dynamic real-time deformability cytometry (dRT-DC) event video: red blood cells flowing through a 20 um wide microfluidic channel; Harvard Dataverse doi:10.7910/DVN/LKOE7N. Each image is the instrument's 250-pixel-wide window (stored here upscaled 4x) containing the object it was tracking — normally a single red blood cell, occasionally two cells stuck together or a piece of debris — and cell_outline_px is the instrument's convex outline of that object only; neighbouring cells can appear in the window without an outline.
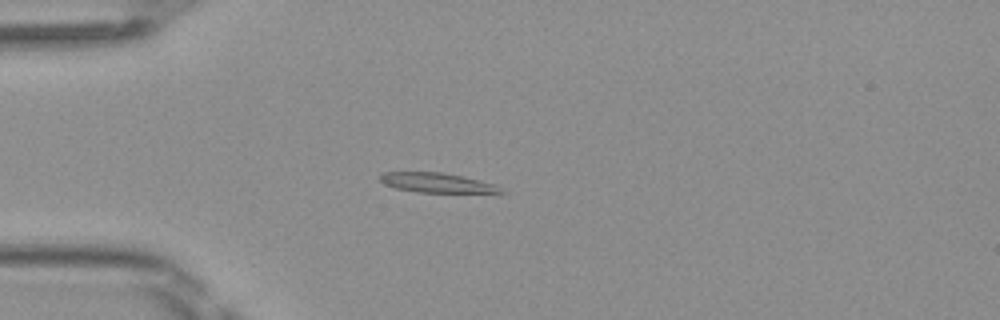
{"species": "Egyptian fruit bat (a non-hibernating species)", "species_latin": "Rousettus aegyptiacus", "temperature_condition": "room temperature", "stored_images_in_passage": 38, "camera_frame_rate_fps": 3000, "um_per_image_px": 0.085, "frame": {"image": 1, "passage_image": 2, "time_ms": 0.333, "image_size_px": [1000, 320], "cell_outline_px": [[504, 192], [500, 196], [416, 192], [396, 188], [384, 184], [380, 180], [380, 172], [440, 172], [460, 176], [496, 184]], "centroid_in_image_um": [37.33, 15.6], "position_along_channel_um": 47.7, "area_um2": 14.8}}
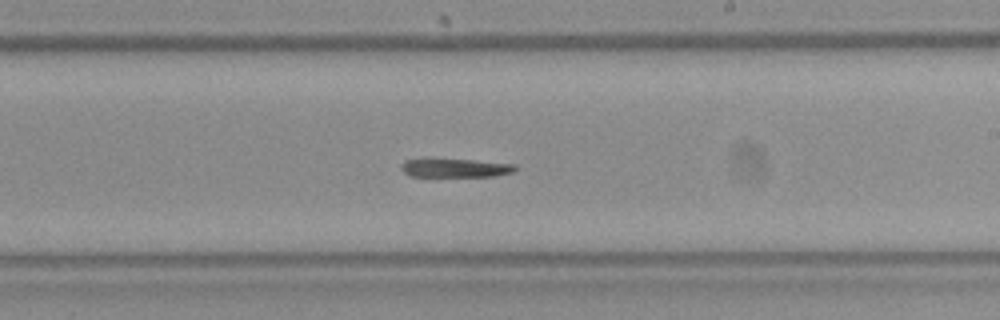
{"frame": {"image": 2, "passage_image": 18, "time_ms": 5.667, "image_size_px": [1000, 320], "cell_outline_px": [[520, 168], [512, 172], [496, 176], [408, 176], [400, 168], [400, 164], [404, 160], [424, 156], [476, 160], [516, 164]], "centroid_in_image_um": [38.62, 14.22], "position_along_channel_um": 250.4, "area_um2": 13.29}}
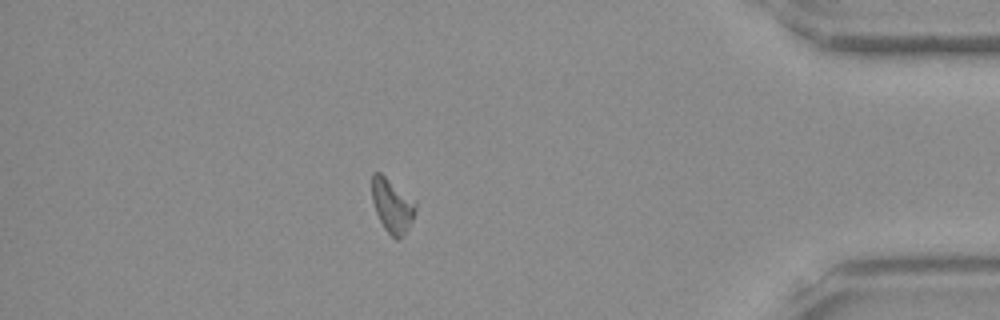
{"frame": {"image": 3, "passage_image": 32, "time_ms": 10.333, "image_size_px": [1000, 320], "cell_outline_px": [[416, 208], [412, 220], [408, 228], [400, 240], [396, 240], [384, 228], [376, 212], [372, 200], [372, 172], [380, 172], [416, 200]], "centroid_in_image_um": [33.35, 17.46], "position_along_channel_um": 401.9, "area_um2": 13.76}}